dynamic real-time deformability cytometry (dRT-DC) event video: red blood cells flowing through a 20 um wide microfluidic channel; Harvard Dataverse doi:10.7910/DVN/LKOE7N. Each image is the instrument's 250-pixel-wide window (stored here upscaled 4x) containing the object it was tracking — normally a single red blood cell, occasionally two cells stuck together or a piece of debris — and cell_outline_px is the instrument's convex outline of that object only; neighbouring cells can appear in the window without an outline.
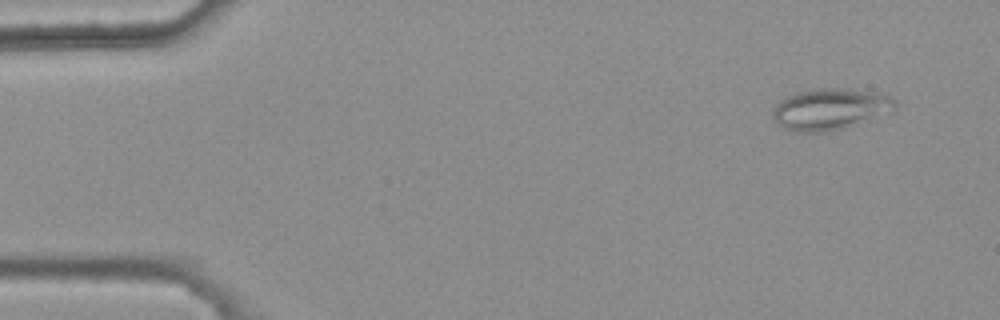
{"species": "common noctule bat (a hibernating species)", "species_latin": "Nyctalus noctula", "temperature_condition": "warm", "stored_images_in_passage": 5, "camera_frame_rate_fps": 3000, "um_per_image_px": 0.085, "animal": {"sex": "female", "body_mass_g": 25.1}, "frame": {"image": 1, "passage_image": 2, "time_ms": 0.333, "image_size_px": [1000, 320], "cell_outline_px": [[896, 108], [892, 112], [848, 128], [824, 132], [800, 132], [784, 128], [776, 124], [772, 116], [772, 112], [776, 104], [780, 100], [796, 92], [820, 88], [848, 88], [888, 96], [896, 100]], "centroid_in_image_um": [70.56, 9.29], "position_along_channel_um": 14.4, "area_um2": 29.71}}